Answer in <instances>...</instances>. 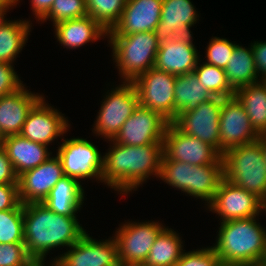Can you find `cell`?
<instances>
[{
    "label": "cell",
    "instance_id": "obj_21",
    "mask_svg": "<svg viewBox=\"0 0 266 266\" xmlns=\"http://www.w3.org/2000/svg\"><path fill=\"white\" fill-rule=\"evenodd\" d=\"M43 94L27 90L24 84L16 92L0 97V134L4 138L20 134L28 113Z\"/></svg>",
    "mask_w": 266,
    "mask_h": 266
},
{
    "label": "cell",
    "instance_id": "obj_12",
    "mask_svg": "<svg viewBox=\"0 0 266 266\" xmlns=\"http://www.w3.org/2000/svg\"><path fill=\"white\" fill-rule=\"evenodd\" d=\"M66 252L53 258L56 266H120L115 239L101 241L86 232Z\"/></svg>",
    "mask_w": 266,
    "mask_h": 266
},
{
    "label": "cell",
    "instance_id": "obj_35",
    "mask_svg": "<svg viewBox=\"0 0 266 266\" xmlns=\"http://www.w3.org/2000/svg\"><path fill=\"white\" fill-rule=\"evenodd\" d=\"M85 0H54L48 14L41 20L42 22L52 21L53 26L62 21L76 19L87 16Z\"/></svg>",
    "mask_w": 266,
    "mask_h": 266
},
{
    "label": "cell",
    "instance_id": "obj_7",
    "mask_svg": "<svg viewBox=\"0 0 266 266\" xmlns=\"http://www.w3.org/2000/svg\"><path fill=\"white\" fill-rule=\"evenodd\" d=\"M165 228L158 221H125L115 231L120 266H142L156 237Z\"/></svg>",
    "mask_w": 266,
    "mask_h": 266
},
{
    "label": "cell",
    "instance_id": "obj_11",
    "mask_svg": "<svg viewBox=\"0 0 266 266\" xmlns=\"http://www.w3.org/2000/svg\"><path fill=\"white\" fill-rule=\"evenodd\" d=\"M225 98L213 97L189 112H180L172 122L184 134L199 138L220 154V110Z\"/></svg>",
    "mask_w": 266,
    "mask_h": 266
},
{
    "label": "cell",
    "instance_id": "obj_22",
    "mask_svg": "<svg viewBox=\"0 0 266 266\" xmlns=\"http://www.w3.org/2000/svg\"><path fill=\"white\" fill-rule=\"evenodd\" d=\"M0 144L6 150L17 176L36 168L52 156L48 146L33 142L20 134L6 136Z\"/></svg>",
    "mask_w": 266,
    "mask_h": 266
},
{
    "label": "cell",
    "instance_id": "obj_24",
    "mask_svg": "<svg viewBox=\"0 0 266 266\" xmlns=\"http://www.w3.org/2000/svg\"><path fill=\"white\" fill-rule=\"evenodd\" d=\"M84 197L86 196L81 181L64 176L54 185L42 203L56 214L78 217L76 214L82 208Z\"/></svg>",
    "mask_w": 266,
    "mask_h": 266
},
{
    "label": "cell",
    "instance_id": "obj_1",
    "mask_svg": "<svg viewBox=\"0 0 266 266\" xmlns=\"http://www.w3.org/2000/svg\"><path fill=\"white\" fill-rule=\"evenodd\" d=\"M110 148L103 159V183L126 195L136 191L151 176L159 178L163 143L131 146L107 140ZM142 184V185H141Z\"/></svg>",
    "mask_w": 266,
    "mask_h": 266
},
{
    "label": "cell",
    "instance_id": "obj_29",
    "mask_svg": "<svg viewBox=\"0 0 266 266\" xmlns=\"http://www.w3.org/2000/svg\"><path fill=\"white\" fill-rule=\"evenodd\" d=\"M235 97L245 108L252 127L258 134L266 133V88L261 82L238 88Z\"/></svg>",
    "mask_w": 266,
    "mask_h": 266
},
{
    "label": "cell",
    "instance_id": "obj_5",
    "mask_svg": "<svg viewBox=\"0 0 266 266\" xmlns=\"http://www.w3.org/2000/svg\"><path fill=\"white\" fill-rule=\"evenodd\" d=\"M224 178L262 199L266 194V164L258 140L232 147L223 155Z\"/></svg>",
    "mask_w": 266,
    "mask_h": 266
},
{
    "label": "cell",
    "instance_id": "obj_32",
    "mask_svg": "<svg viewBox=\"0 0 266 266\" xmlns=\"http://www.w3.org/2000/svg\"><path fill=\"white\" fill-rule=\"evenodd\" d=\"M88 15L107 32L119 21L126 0H85Z\"/></svg>",
    "mask_w": 266,
    "mask_h": 266
},
{
    "label": "cell",
    "instance_id": "obj_40",
    "mask_svg": "<svg viewBox=\"0 0 266 266\" xmlns=\"http://www.w3.org/2000/svg\"><path fill=\"white\" fill-rule=\"evenodd\" d=\"M19 203L18 184H0V211L14 209Z\"/></svg>",
    "mask_w": 266,
    "mask_h": 266
},
{
    "label": "cell",
    "instance_id": "obj_18",
    "mask_svg": "<svg viewBox=\"0 0 266 266\" xmlns=\"http://www.w3.org/2000/svg\"><path fill=\"white\" fill-rule=\"evenodd\" d=\"M193 36L184 35L159 45L154 68L174 76L192 73L200 59Z\"/></svg>",
    "mask_w": 266,
    "mask_h": 266
},
{
    "label": "cell",
    "instance_id": "obj_4",
    "mask_svg": "<svg viewBox=\"0 0 266 266\" xmlns=\"http://www.w3.org/2000/svg\"><path fill=\"white\" fill-rule=\"evenodd\" d=\"M106 38L122 82H132L141 73L154 67L160 45L154 31L107 35Z\"/></svg>",
    "mask_w": 266,
    "mask_h": 266
},
{
    "label": "cell",
    "instance_id": "obj_36",
    "mask_svg": "<svg viewBox=\"0 0 266 266\" xmlns=\"http://www.w3.org/2000/svg\"><path fill=\"white\" fill-rule=\"evenodd\" d=\"M236 44L237 43H233L226 38L212 36L209 44L206 45V60L204 62L209 65L225 69L232 56Z\"/></svg>",
    "mask_w": 266,
    "mask_h": 266
},
{
    "label": "cell",
    "instance_id": "obj_10",
    "mask_svg": "<svg viewBox=\"0 0 266 266\" xmlns=\"http://www.w3.org/2000/svg\"><path fill=\"white\" fill-rule=\"evenodd\" d=\"M162 160H176L191 165L223 164L222 156L199 138L184 134L169 123L163 139Z\"/></svg>",
    "mask_w": 266,
    "mask_h": 266
},
{
    "label": "cell",
    "instance_id": "obj_37",
    "mask_svg": "<svg viewBox=\"0 0 266 266\" xmlns=\"http://www.w3.org/2000/svg\"><path fill=\"white\" fill-rule=\"evenodd\" d=\"M24 243H0V266H33Z\"/></svg>",
    "mask_w": 266,
    "mask_h": 266
},
{
    "label": "cell",
    "instance_id": "obj_15",
    "mask_svg": "<svg viewBox=\"0 0 266 266\" xmlns=\"http://www.w3.org/2000/svg\"><path fill=\"white\" fill-rule=\"evenodd\" d=\"M261 199L223 179L208 210L220 216V222L259 216Z\"/></svg>",
    "mask_w": 266,
    "mask_h": 266
},
{
    "label": "cell",
    "instance_id": "obj_39",
    "mask_svg": "<svg viewBox=\"0 0 266 266\" xmlns=\"http://www.w3.org/2000/svg\"><path fill=\"white\" fill-rule=\"evenodd\" d=\"M23 85V81L15 72L14 65L0 62V97L16 92Z\"/></svg>",
    "mask_w": 266,
    "mask_h": 266
},
{
    "label": "cell",
    "instance_id": "obj_19",
    "mask_svg": "<svg viewBox=\"0 0 266 266\" xmlns=\"http://www.w3.org/2000/svg\"><path fill=\"white\" fill-rule=\"evenodd\" d=\"M191 0H163L161 20L154 30L161 44L178 36H193L190 28L195 26L199 15Z\"/></svg>",
    "mask_w": 266,
    "mask_h": 266
},
{
    "label": "cell",
    "instance_id": "obj_14",
    "mask_svg": "<svg viewBox=\"0 0 266 266\" xmlns=\"http://www.w3.org/2000/svg\"><path fill=\"white\" fill-rule=\"evenodd\" d=\"M57 108L49 105L44 96L33 106L22 126L20 135L33 142L49 146L69 131L70 123Z\"/></svg>",
    "mask_w": 266,
    "mask_h": 266
},
{
    "label": "cell",
    "instance_id": "obj_17",
    "mask_svg": "<svg viewBox=\"0 0 266 266\" xmlns=\"http://www.w3.org/2000/svg\"><path fill=\"white\" fill-rule=\"evenodd\" d=\"M60 158L52 156L36 168L18 176V196L22 204L43 202L54 185L64 177Z\"/></svg>",
    "mask_w": 266,
    "mask_h": 266
},
{
    "label": "cell",
    "instance_id": "obj_2",
    "mask_svg": "<svg viewBox=\"0 0 266 266\" xmlns=\"http://www.w3.org/2000/svg\"><path fill=\"white\" fill-rule=\"evenodd\" d=\"M23 225L27 254L38 264H46L52 249H68L86 233L77 217L56 214L42 202L23 204Z\"/></svg>",
    "mask_w": 266,
    "mask_h": 266
},
{
    "label": "cell",
    "instance_id": "obj_42",
    "mask_svg": "<svg viewBox=\"0 0 266 266\" xmlns=\"http://www.w3.org/2000/svg\"><path fill=\"white\" fill-rule=\"evenodd\" d=\"M252 51L258 77L266 76V41H254Z\"/></svg>",
    "mask_w": 266,
    "mask_h": 266
},
{
    "label": "cell",
    "instance_id": "obj_13",
    "mask_svg": "<svg viewBox=\"0 0 266 266\" xmlns=\"http://www.w3.org/2000/svg\"><path fill=\"white\" fill-rule=\"evenodd\" d=\"M169 123L158 112L138 105L113 140L118 144L131 146L163 143Z\"/></svg>",
    "mask_w": 266,
    "mask_h": 266
},
{
    "label": "cell",
    "instance_id": "obj_46",
    "mask_svg": "<svg viewBox=\"0 0 266 266\" xmlns=\"http://www.w3.org/2000/svg\"><path fill=\"white\" fill-rule=\"evenodd\" d=\"M260 211L266 213V194L265 196L261 199V204H260Z\"/></svg>",
    "mask_w": 266,
    "mask_h": 266
},
{
    "label": "cell",
    "instance_id": "obj_38",
    "mask_svg": "<svg viewBox=\"0 0 266 266\" xmlns=\"http://www.w3.org/2000/svg\"><path fill=\"white\" fill-rule=\"evenodd\" d=\"M175 266H222L212 246L183 252Z\"/></svg>",
    "mask_w": 266,
    "mask_h": 266
},
{
    "label": "cell",
    "instance_id": "obj_47",
    "mask_svg": "<svg viewBox=\"0 0 266 266\" xmlns=\"http://www.w3.org/2000/svg\"><path fill=\"white\" fill-rule=\"evenodd\" d=\"M260 82L263 84V86L266 88V76L260 79Z\"/></svg>",
    "mask_w": 266,
    "mask_h": 266
},
{
    "label": "cell",
    "instance_id": "obj_33",
    "mask_svg": "<svg viewBox=\"0 0 266 266\" xmlns=\"http://www.w3.org/2000/svg\"><path fill=\"white\" fill-rule=\"evenodd\" d=\"M192 165L176 160H161L159 178L167 185L191 196Z\"/></svg>",
    "mask_w": 266,
    "mask_h": 266
},
{
    "label": "cell",
    "instance_id": "obj_30",
    "mask_svg": "<svg viewBox=\"0 0 266 266\" xmlns=\"http://www.w3.org/2000/svg\"><path fill=\"white\" fill-rule=\"evenodd\" d=\"M224 179V164L192 165L191 196L208 206Z\"/></svg>",
    "mask_w": 266,
    "mask_h": 266
},
{
    "label": "cell",
    "instance_id": "obj_41",
    "mask_svg": "<svg viewBox=\"0 0 266 266\" xmlns=\"http://www.w3.org/2000/svg\"><path fill=\"white\" fill-rule=\"evenodd\" d=\"M0 184H18V176L8 158L6 150L0 144Z\"/></svg>",
    "mask_w": 266,
    "mask_h": 266
},
{
    "label": "cell",
    "instance_id": "obj_23",
    "mask_svg": "<svg viewBox=\"0 0 266 266\" xmlns=\"http://www.w3.org/2000/svg\"><path fill=\"white\" fill-rule=\"evenodd\" d=\"M55 37L61 46L76 49L107 36V31L90 15L62 21L54 25Z\"/></svg>",
    "mask_w": 266,
    "mask_h": 266
},
{
    "label": "cell",
    "instance_id": "obj_3",
    "mask_svg": "<svg viewBox=\"0 0 266 266\" xmlns=\"http://www.w3.org/2000/svg\"><path fill=\"white\" fill-rule=\"evenodd\" d=\"M256 217L220 222L212 248L222 266L266 265V227Z\"/></svg>",
    "mask_w": 266,
    "mask_h": 266
},
{
    "label": "cell",
    "instance_id": "obj_9",
    "mask_svg": "<svg viewBox=\"0 0 266 266\" xmlns=\"http://www.w3.org/2000/svg\"><path fill=\"white\" fill-rule=\"evenodd\" d=\"M175 79L176 76L154 67L141 73L132 81L139 105L158 112L172 123L175 120Z\"/></svg>",
    "mask_w": 266,
    "mask_h": 266
},
{
    "label": "cell",
    "instance_id": "obj_48",
    "mask_svg": "<svg viewBox=\"0 0 266 266\" xmlns=\"http://www.w3.org/2000/svg\"><path fill=\"white\" fill-rule=\"evenodd\" d=\"M33 266H45V264H38V263H35ZM46 266H49V264H48V265L46 264Z\"/></svg>",
    "mask_w": 266,
    "mask_h": 266
},
{
    "label": "cell",
    "instance_id": "obj_49",
    "mask_svg": "<svg viewBox=\"0 0 266 266\" xmlns=\"http://www.w3.org/2000/svg\"><path fill=\"white\" fill-rule=\"evenodd\" d=\"M49 266H56L54 263H50Z\"/></svg>",
    "mask_w": 266,
    "mask_h": 266
},
{
    "label": "cell",
    "instance_id": "obj_16",
    "mask_svg": "<svg viewBox=\"0 0 266 266\" xmlns=\"http://www.w3.org/2000/svg\"><path fill=\"white\" fill-rule=\"evenodd\" d=\"M220 155L238 145L256 141L259 134L252 127L245 108L237 98H225L220 110Z\"/></svg>",
    "mask_w": 266,
    "mask_h": 266
},
{
    "label": "cell",
    "instance_id": "obj_43",
    "mask_svg": "<svg viewBox=\"0 0 266 266\" xmlns=\"http://www.w3.org/2000/svg\"><path fill=\"white\" fill-rule=\"evenodd\" d=\"M31 10L36 21H41L50 11L54 0H30Z\"/></svg>",
    "mask_w": 266,
    "mask_h": 266
},
{
    "label": "cell",
    "instance_id": "obj_34",
    "mask_svg": "<svg viewBox=\"0 0 266 266\" xmlns=\"http://www.w3.org/2000/svg\"><path fill=\"white\" fill-rule=\"evenodd\" d=\"M0 243H24L23 204L0 211Z\"/></svg>",
    "mask_w": 266,
    "mask_h": 266
},
{
    "label": "cell",
    "instance_id": "obj_44",
    "mask_svg": "<svg viewBox=\"0 0 266 266\" xmlns=\"http://www.w3.org/2000/svg\"><path fill=\"white\" fill-rule=\"evenodd\" d=\"M20 2V0H0V14L5 12H9L8 10L12 7H16V5Z\"/></svg>",
    "mask_w": 266,
    "mask_h": 266
},
{
    "label": "cell",
    "instance_id": "obj_28",
    "mask_svg": "<svg viewBox=\"0 0 266 266\" xmlns=\"http://www.w3.org/2000/svg\"><path fill=\"white\" fill-rule=\"evenodd\" d=\"M183 244L179 233L165 227L156 237L142 266H175L185 251Z\"/></svg>",
    "mask_w": 266,
    "mask_h": 266
},
{
    "label": "cell",
    "instance_id": "obj_6",
    "mask_svg": "<svg viewBox=\"0 0 266 266\" xmlns=\"http://www.w3.org/2000/svg\"><path fill=\"white\" fill-rule=\"evenodd\" d=\"M123 84L111 88L106 92V97L101 102L100 110L97 112L92 132L112 140L120 132L122 125L132 115L139 105L138 94L132 82H121Z\"/></svg>",
    "mask_w": 266,
    "mask_h": 266
},
{
    "label": "cell",
    "instance_id": "obj_26",
    "mask_svg": "<svg viewBox=\"0 0 266 266\" xmlns=\"http://www.w3.org/2000/svg\"><path fill=\"white\" fill-rule=\"evenodd\" d=\"M224 71L227 81L234 91L238 88L260 82L255 68L252 44L250 48L236 44Z\"/></svg>",
    "mask_w": 266,
    "mask_h": 266
},
{
    "label": "cell",
    "instance_id": "obj_27",
    "mask_svg": "<svg viewBox=\"0 0 266 266\" xmlns=\"http://www.w3.org/2000/svg\"><path fill=\"white\" fill-rule=\"evenodd\" d=\"M175 119L180 112H189L214 96L200 83L194 72L176 76L174 84Z\"/></svg>",
    "mask_w": 266,
    "mask_h": 266
},
{
    "label": "cell",
    "instance_id": "obj_31",
    "mask_svg": "<svg viewBox=\"0 0 266 266\" xmlns=\"http://www.w3.org/2000/svg\"><path fill=\"white\" fill-rule=\"evenodd\" d=\"M201 62L199 59L193 72L208 92L219 98L234 97L235 91L228 83L224 69Z\"/></svg>",
    "mask_w": 266,
    "mask_h": 266
},
{
    "label": "cell",
    "instance_id": "obj_25",
    "mask_svg": "<svg viewBox=\"0 0 266 266\" xmlns=\"http://www.w3.org/2000/svg\"><path fill=\"white\" fill-rule=\"evenodd\" d=\"M7 12L0 14V62L13 64L30 35V20H8Z\"/></svg>",
    "mask_w": 266,
    "mask_h": 266
},
{
    "label": "cell",
    "instance_id": "obj_20",
    "mask_svg": "<svg viewBox=\"0 0 266 266\" xmlns=\"http://www.w3.org/2000/svg\"><path fill=\"white\" fill-rule=\"evenodd\" d=\"M163 0H126L119 21L107 35L154 31L161 20Z\"/></svg>",
    "mask_w": 266,
    "mask_h": 266
},
{
    "label": "cell",
    "instance_id": "obj_50",
    "mask_svg": "<svg viewBox=\"0 0 266 266\" xmlns=\"http://www.w3.org/2000/svg\"><path fill=\"white\" fill-rule=\"evenodd\" d=\"M2 139H3V137H2L1 134H0V143H1Z\"/></svg>",
    "mask_w": 266,
    "mask_h": 266
},
{
    "label": "cell",
    "instance_id": "obj_8",
    "mask_svg": "<svg viewBox=\"0 0 266 266\" xmlns=\"http://www.w3.org/2000/svg\"><path fill=\"white\" fill-rule=\"evenodd\" d=\"M57 156L60 158L64 175L77 179H95L103 183L102 170L104 154L90 140L84 138H61Z\"/></svg>",
    "mask_w": 266,
    "mask_h": 266
},
{
    "label": "cell",
    "instance_id": "obj_45",
    "mask_svg": "<svg viewBox=\"0 0 266 266\" xmlns=\"http://www.w3.org/2000/svg\"><path fill=\"white\" fill-rule=\"evenodd\" d=\"M260 142L262 151H263V158L265 160L266 164V133L264 134H259V137L257 139Z\"/></svg>",
    "mask_w": 266,
    "mask_h": 266
}]
</instances>
